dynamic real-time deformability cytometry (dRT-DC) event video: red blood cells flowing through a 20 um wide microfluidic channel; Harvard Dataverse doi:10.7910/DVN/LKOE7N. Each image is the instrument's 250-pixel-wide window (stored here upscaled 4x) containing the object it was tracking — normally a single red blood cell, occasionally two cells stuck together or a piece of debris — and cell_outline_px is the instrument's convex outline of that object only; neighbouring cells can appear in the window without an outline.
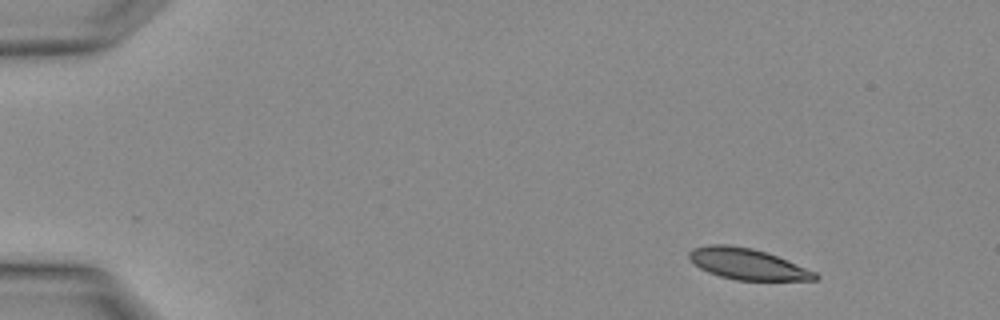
{"species": "Egyptian fruit bat (a non-hibernating species)", "species_latin": "Rousettus aegyptiacus", "temperature_condition": "warm", "stored_images_in_passage": 3, "camera_frame_rate_fps": 3000, "um_per_image_px": 0.085, "animal": {"sex": "female"}, "frame": {"image": 1, "passage_image": 2, "time_ms": 0.333, "image_size_px": [1000, 320], "cell_outline_px": [[820, 276], [816, 280], [736, 280], [720, 276], [708, 272], [700, 268], [688, 256], [688, 252], [692, 248], [708, 244], [728, 244], [752, 248], [776, 256], [816, 272]], "centroid_in_image_um": [63.51, 22.43], "position_along_channel_um": 21.5, "area_um2": 22.6}}